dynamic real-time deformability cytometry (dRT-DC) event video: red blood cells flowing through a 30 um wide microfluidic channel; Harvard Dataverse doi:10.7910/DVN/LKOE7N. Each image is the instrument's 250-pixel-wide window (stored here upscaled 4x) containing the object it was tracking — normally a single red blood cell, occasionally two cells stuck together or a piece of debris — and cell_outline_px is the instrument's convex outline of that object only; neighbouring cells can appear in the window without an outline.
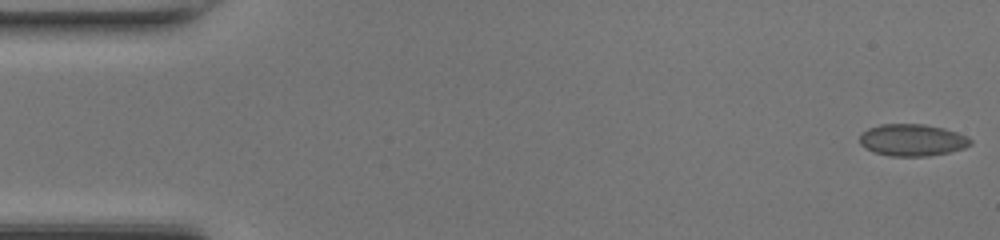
{"species": "common noctule bat (a hibernating species)", "species_latin": "Nyctalus noctula", "temperature_condition": "room temperature", "stored_images_in_passage": 49, "camera_frame_rate_fps": 3000, "um_per_image_px": 0.085, "animal": {"sex": "female", "body_mass_g": 17.0, "forearm_length_mm": 48.0}, "frame": {"image": 1, "passage_image": 1, "time_ms": 0.0, "image_size_px": [1000, 240], "cell_outline_px": [[972, 144], [964, 148], [948, 152], [928, 156], [892, 156], [872, 152], [864, 148], [860, 144], [860, 132], [868, 128], [880, 124], [924, 124], [944, 128], [968, 136], [972, 140]], "centroid_in_image_um": [77.52, 11.9], "position_along_channel_um": 7.5, "area_um2": 20.81}}
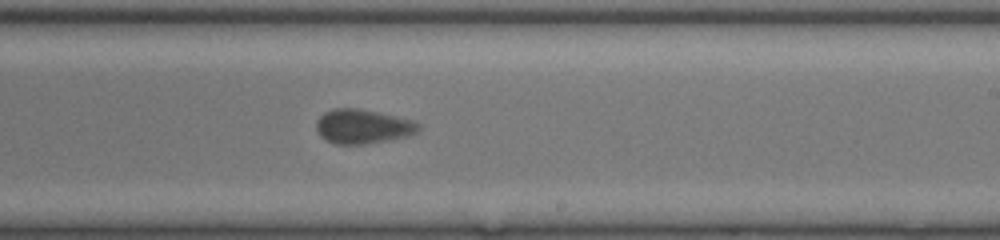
{"frame": {"image": 2, "passage_image": 29, "time_ms": 9.333, "image_size_px": [1000, 240], "cell_outline_px": [[420, 128], [416, 132], [408, 136], [364, 144], [336, 144], [324, 140], [320, 136], [316, 128], [316, 120], [324, 112], [332, 108], [360, 108], [396, 116], [412, 120], [420, 124]], "centroid_in_image_um": [30.8, 10.74], "position_along_channel_um": 258.2, "area_um2": 20.52}}
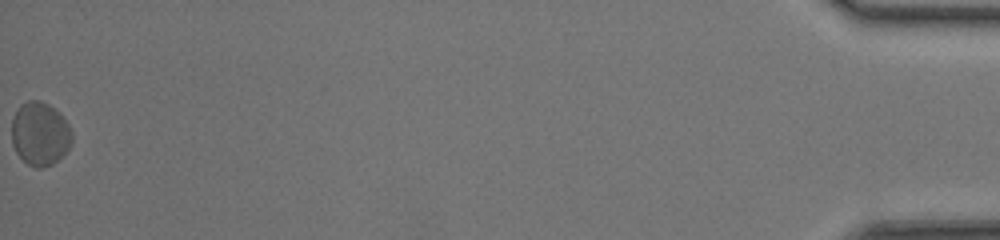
{"frame": {"image": 3, "passage_image": 49, "time_ms": 16.0, "image_size_px": [1000, 240], "cell_outline_px": [[72, 144], [52, 164], [40, 168], [36, 168], [28, 164], [16, 152], [12, 144], [12, 116], [20, 104], [28, 100], [40, 100], [48, 104], [68, 124], [72, 132]], "centroid_in_image_um": [3.37, 11.36], "position_along_channel_um": 431.8, "area_um2": 22.08}, "authors_computed_cell_mechanics": {"area_um2": 20.519, "velocity_mm_per_s": 4.2557, "shape_relaxation_time_tau1_ms": 2.1834, "shape_relaxation_time_tau2_ms": 1.0814, "deformation_change_tau1": 0.0729, "deformation_change_tau2": 0.0553}}